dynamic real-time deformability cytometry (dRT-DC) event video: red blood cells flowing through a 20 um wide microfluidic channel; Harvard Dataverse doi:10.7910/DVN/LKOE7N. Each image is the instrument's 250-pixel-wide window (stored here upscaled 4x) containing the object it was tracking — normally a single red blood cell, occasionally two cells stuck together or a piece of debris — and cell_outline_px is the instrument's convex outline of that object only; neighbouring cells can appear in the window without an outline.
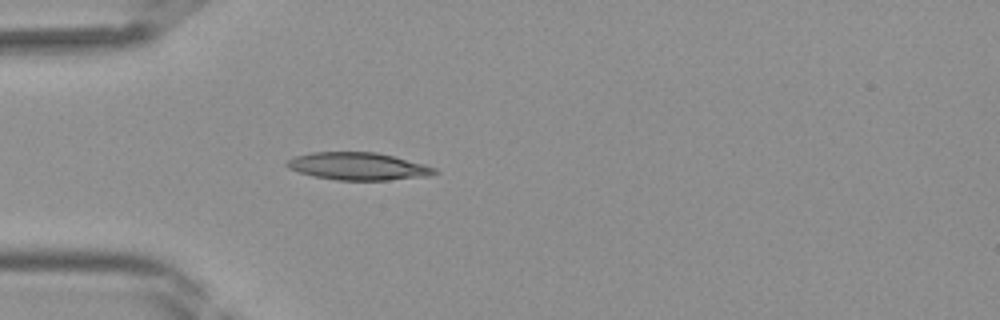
{"species": "Egyptian fruit bat (a non-hibernating species)", "species_latin": "Rousettus aegyptiacus", "temperature_condition": "room temperature", "stored_images_in_passage": 40, "camera_frame_rate_fps": 3000, "um_per_image_px": 0.085, "frame": {"image": 1, "passage_image": 11, "time_ms": 3.333, "image_size_px": [1000, 320], "cell_outline_px": [[440, 172], [428, 176], [388, 180], [336, 180], [316, 176], [300, 172], [288, 168], [284, 164], [288, 160], [296, 156], [312, 152], [376, 152], [424, 164], [436, 168]], "centroid_in_image_um": [30.46, 14.13], "position_along_channel_um": 54.5, "area_um2": 23.52}}
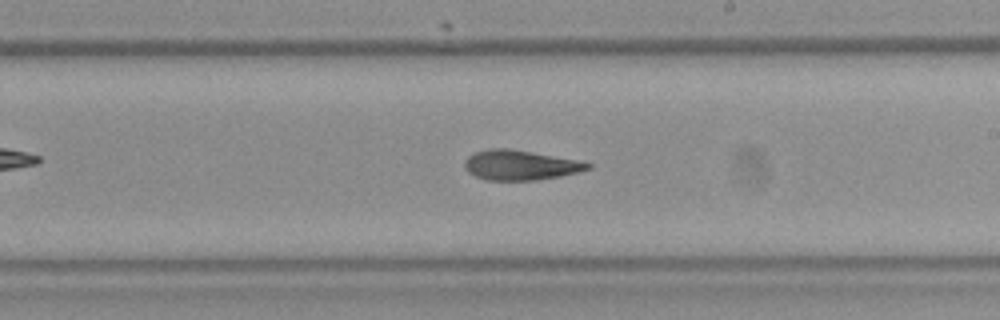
{"frame": {"image": 2, "passage_image": 23, "time_ms": 7.333, "image_size_px": [1000, 320], "cell_outline_px": [[592, 168], [580, 172], [560, 176], [536, 180], [488, 180], [476, 176], [468, 172], [464, 168], [464, 160], [468, 156], [476, 152], [488, 148], [508, 148], [580, 160], [592, 164]], "centroid_in_image_um": [44.24, 14.03], "position_along_channel_um": 244.8, "area_um2": 21.56}}
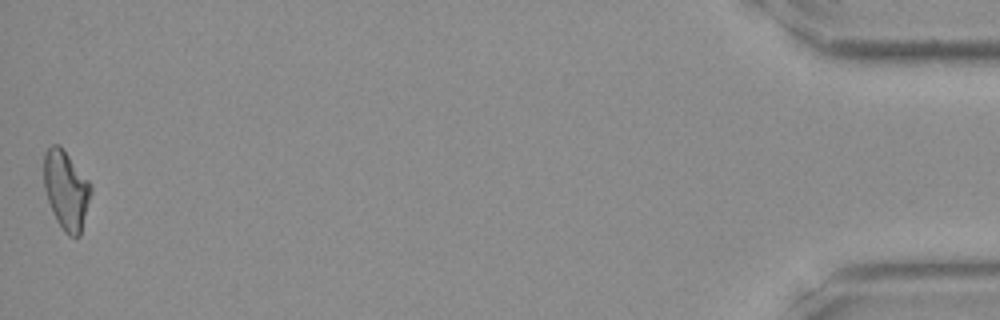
{"frame": {"image": 3, "passage_image": 40, "time_ms": 13.0, "image_size_px": [1000, 320], "cell_outline_px": [[92, 192], [80, 236], [68, 236], [64, 232], [56, 220], [52, 212], [44, 188], [44, 152], [52, 144], [60, 144], [88, 180], [92, 188]], "centroid_in_image_um": [5.62, 16.15], "position_along_channel_um": 429.6, "area_um2": 21.68}}